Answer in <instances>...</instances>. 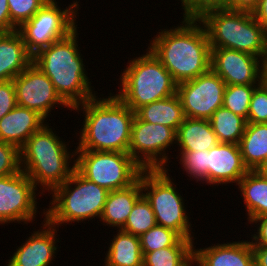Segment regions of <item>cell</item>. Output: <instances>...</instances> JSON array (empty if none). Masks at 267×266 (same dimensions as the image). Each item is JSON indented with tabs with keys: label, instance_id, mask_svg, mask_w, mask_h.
Masks as SVG:
<instances>
[{
	"label": "cell",
	"instance_id": "1f68e13d",
	"mask_svg": "<svg viewBox=\"0 0 267 266\" xmlns=\"http://www.w3.org/2000/svg\"><path fill=\"white\" fill-rule=\"evenodd\" d=\"M142 253L174 246L182 237L170 228L155 225L140 237Z\"/></svg>",
	"mask_w": 267,
	"mask_h": 266
},
{
	"label": "cell",
	"instance_id": "f35d334b",
	"mask_svg": "<svg viewBox=\"0 0 267 266\" xmlns=\"http://www.w3.org/2000/svg\"><path fill=\"white\" fill-rule=\"evenodd\" d=\"M260 0H224L223 7L230 10L253 12Z\"/></svg>",
	"mask_w": 267,
	"mask_h": 266
},
{
	"label": "cell",
	"instance_id": "9c48e42d",
	"mask_svg": "<svg viewBox=\"0 0 267 266\" xmlns=\"http://www.w3.org/2000/svg\"><path fill=\"white\" fill-rule=\"evenodd\" d=\"M75 169L109 192L134 184L144 170L129 153L93 150H75Z\"/></svg>",
	"mask_w": 267,
	"mask_h": 266
},
{
	"label": "cell",
	"instance_id": "e575fe53",
	"mask_svg": "<svg viewBox=\"0 0 267 266\" xmlns=\"http://www.w3.org/2000/svg\"><path fill=\"white\" fill-rule=\"evenodd\" d=\"M21 171L20 149L0 141V177L12 175Z\"/></svg>",
	"mask_w": 267,
	"mask_h": 266
},
{
	"label": "cell",
	"instance_id": "4fadbf2b",
	"mask_svg": "<svg viewBox=\"0 0 267 266\" xmlns=\"http://www.w3.org/2000/svg\"><path fill=\"white\" fill-rule=\"evenodd\" d=\"M226 83L211 69L195 79L177 84V92L185 116L209 120L223 106Z\"/></svg>",
	"mask_w": 267,
	"mask_h": 266
},
{
	"label": "cell",
	"instance_id": "60d3db41",
	"mask_svg": "<svg viewBox=\"0 0 267 266\" xmlns=\"http://www.w3.org/2000/svg\"><path fill=\"white\" fill-rule=\"evenodd\" d=\"M256 20L267 32V0H260L258 7L253 11Z\"/></svg>",
	"mask_w": 267,
	"mask_h": 266
},
{
	"label": "cell",
	"instance_id": "8d00e7d4",
	"mask_svg": "<svg viewBox=\"0 0 267 266\" xmlns=\"http://www.w3.org/2000/svg\"><path fill=\"white\" fill-rule=\"evenodd\" d=\"M17 106L13 80L0 82V119Z\"/></svg>",
	"mask_w": 267,
	"mask_h": 266
},
{
	"label": "cell",
	"instance_id": "4dcf8cb0",
	"mask_svg": "<svg viewBox=\"0 0 267 266\" xmlns=\"http://www.w3.org/2000/svg\"><path fill=\"white\" fill-rule=\"evenodd\" d=\"M208 155L209 151L179 152L175 155L179 164L183 167V172L192 180L208 185Z\"/></svg>",
	"mask_w": 267,
	"mask_h": 266
},
{
	"label": "cell",
	"instance_id": "603a6c76",
	"mask_svg": "<svg viewBox=\"0 0 267 266\" xmlns=\"http://www.w3.org/2000/svg\"><path fill=\"white\" fill-rule=\"evenodd\" d=\"M104 258V266H143L140 238L121 229L112 234ZM115 235V236H114Z\"/></svg>",
	"mask_w": 267,
	"mask_h": 266
},
{
	"label": "cell",
	"instance_id": "b9f144b4",
	"mask_svg": "<svg viewBox=\"0 0 267 266\" xmlns=\"http://www.w3.org/2000/svg\"><path fill=\"white\" fill-rule=\"evenodd\" d=\"M254 263L257 266H267V246H252Z\"/></svg>",
	"mask_w": 267,
	"mask_h": 266
},
{
	"label": "cell",
	"instance_id": "f1b7e54d",
	"mask_svg": "<svg viewBox=\"0 0 267 266\" xmlns=\"http://www.w3.org/2000/svg\"><path fill=\"white\" fill-rule=\"evenodd\" d=\"M155 225V214L150 203L142 195L134 204L128 219L121 230L140 237Z\"/></svg>",
	"mask_w": 267,
	"mask_h": 266
},
{
	"label": "cell",
	"instance_id": "3957f363",
	"mask_svg": "<svg viewBox=\"0 0 267 266\" xmlns=\"http://www.w3.org/2000/svg\"><path fill=\"white\" fill-rule=\"evenodd\" d=\"M78 35L76 28L67 37L38 51L32 60L71 109L98 95L91 86L93 81H90L85 68Z\"/></svg>",
	"mask_w": 267,
	"mask_h": 266
},
{
	"label": "cell",
	"instance_id": "cb8c5ba5",
	"mask_svg": "<svg viewBox=\"0 0 267 266\" xmlns=\"http://www.w3.org/2000/svg\"><path fill=\"white\" fill-rule=\"evenodd\" d=\"M241 192L248 222L267 215V176L248 171L236 185Z\"/></svg>",
	"mask_w": 267,
	"mask_h": 266
},
{
	"label": "cell",
	"instance_id": "ffe728a7",
	"mask_svg": "<svg viewBox=\"0 0 267 266\" xmlns=\"http://www.w3.org/2000/svg\"><path fill=\"white\" fill-rule=\"evenodd\" d=\"M33 60L18 30L0 32V82L13 80Z\"/></svg>",
	"mask_w": 267,
	"mask_h": 266
},
{
	"label": "cell",
	"instance_id": "44dd1931",
	"mask_svg": "<svg viewBox=\"0 0 267 266\" xmlns=\"http://www.w3.org/2000/svg\"><path fill=\"white\" fill-rule=\"evenodd\" d=\"M142 196L141 174L139 179L129 187L110 191L104 205L100 223L108 228L121 229L130 215L134 204Z\"/></svg>",
	"mask_w": 267,
	"mask_h": 266
},
{
	"label": "cell",
	"instance_id": "f546056e",
	"mask_svg": "<svg viewBox=\"0 0 267 266\" xmlns=\"http://www.w3.org/2000/svg\"><path fill=\"white\" fill-rule=\"evenodd\" d=\"M257 85L259 84L226 85L223 107L247 121L251 96Z\"/></svg>",
	"mask_w": 267,
	"mask_h": 266
},
{
	"label": "cell",
	"instance_id": "ac0fdd59",
	"mask_svg": "<svg viewBox=\"0 0 267 266\" xmlns=\"http://www.w3.org/2000/svg\"><path fill=\"white\" fill-rule=\"evenodd\" d=\"M203 248L194 246V259L201 266H253L254 254L247 240L216 243ZM196 248V249H195Z\"/></svg>",
	"mask_w": 267,
	"mask_h": 266
},
{
	"label": "cell",
	"instance_id": "ee69618b",
	"mask_svg": "<svg viewBox=\"0 0 267 266\" xmlns=\"http://www.w3.org/2000/svg\"><path fill=\"white\" fill-rule=\"evenodd\" d=\"M264 80L267 83V61L265 62V66H264Z\"/></svg>",
	"mask_w": 267,
	"mask_h": 266
},
{
	"label": "cell",
	"instance_id": "8992f818",
	"mask_svg": "<svg viewBox=\"0 0 267 266\" xmlns=\"http://www.w3.org/2000/svg\"><path fill=\"white\" fill-rule=\"evenodd\" d=\"M108 194V190L89 181L74 169L64 184L50 192L52 200L49 208L43 209L41 214L58 228L68 223L89 222L93 218L94 221L96 218L100 220Z\"/></svg>",
	"mask_w": 267,
	"mask_h": 266
},
{
	"label": "cell",
	"instance_id": "277c9868",
	"mask_svg": "<svg viewBox=\"0 0 267 266\" xmlns=\"http://www.w3.org/2000/svg\"><path fill=\"white\" fill-rule=\"evenodd\" d=\"M49 125L46 123L32 134L20 149L21 170L43 195L64 184L75 169V149H70L71 141L61 139Z\"/></svg>",
	"mask_w": 267,
	"mask_h": 266
},
{
	"label": "cell",
	"instance_id": "d6986e66",
	"mask_svg": "<svg viewBox=\"0 0 267 266\" xmlns=\"http://www.w3.org/2000/svg\"><path fill=\"white\" fill-rule=\"evenodd\" d=\"M48 123L36 111L17 105L0 119V141L21 149L28 138Z\"/></svg>",
	"mask_w": 267,
	"mask_h": 266
},
{
	"label": "cell",
	"instance_id": "d590c367",
	"mask_svg": "<svg viewBox=\"0 0 267 266\" xmlns=\"http://www.w3.org/2000/svg\"><path fill=\"white\" fill-rule=\"evenodd\" d=\"M181 3L182 17L197 18L204 10L223 7L224 0H179Z\"/></svg>",
	"mask_w": 267,
	"mask_h": 266
},
{
	"label": "cell",
	"instance_id": "6da1fadb",
	"mask_svg": "<svg viewBox=\"0 0 267 266\" xmlns=\"http://www.w3.org/2000/svg\"><path fill=\"white\" fill-rule=\"evenodd\" d=\"M179 24L158 30L148 45L177 84L207 73L211 64V47L203 24L193 17H184Z\"/></svg>",
	"mask_w": 267,
	"mask_h": 266
},
{
	"label": "cell",
	"instance_id": "8fae6325",
	"mask_svg": "<svg viewBox=\"0 0 267 266\" xmlns=\"http://www.w3.org/2000/svg\"><path fill=\"white\" fill-rule=\"evenodd\" d=\"M173 145H176V131L173 128L142 121L135 115L128 153L144 169H167L171 172L167 163L171 162L168 154L175 147Z\"/></svg>",
	"mask_w": 267,
	"mask_h": 266
},
{
	"label": "cell",
	"instance_id": "83f0119b",
	"mask_svg": "<svg viewBox=\"0 0 267 266\" xmlns=\"http://www.w3.org/2000/svg\"><path fill=\"white\" fill-rule=\"evenodd\" d=\"M219 143L239 144L246 127V120L223 106L209 119Z\"/></svg>",
	"mask_w": 267,
	"mask_h": 266
},
{
	"label": "cell",
	"instance_id": "4316f807",
	"mask_svg": "<svg viewBox=\"0 0 267 266\" xmlns=\"http://www.w3.org/2000/svg\"><path fill=\"white\" fill-rule=\"evenodd\" d=\"M195 243L181 238L174 246L143 254V266H190Z\"/></svg>",
	"mask_w": 267,
	"mask_h": 266
},
{
	"label": "cell",
	"instance_id": "30bf717a",
	"mask_svg": "<svg viewBox=\"0 0 267 266\" xmlns=\"http://www.w3.org/2000/svg\"><path fill=\"white\" fill-rule=\"evenodd\" d=\"M59 3L58 0H48L30 20L17 29L32 56L79 28L76 19L82 8L79 7L80 0L72 1L66 8H61Z\"/></svg>",
	"mask_w": 267,
	"mask_h": 266
},
{
	"label": "cell",
	"instance_id": "9a60e30c",
	"mask_svg": "<svg viewBox=\"0 0 267 266\" xmlns=\"http://www.w3.org/2000/svg\"><path fill=\"white\" fill-rule=\"evenodd\" d=\"M210 63V69L226 85L260 84L264 80L265 61L248 53L211 47Z\"/></svg>",
	"mask_w": 267,
	"mask_h": 266
},
{
	"label": "cell",
	"instance_id": "d6a6232c",
	"mask_svg": "<svg viewBox=\"0 0 267 266\" xmlns=\"http://www.w3.org/2000/svg\"><path fill=\"white\" fill-rule=\"evenodd\" d=\"M11 22L19 28L30 20L48 0H7Z\"/></svg>",
	"mask_w": 267,
	"mask_h": 266
},
{
	"label": "cell",
	"instance_id": "ab89813d",
	"mask_svg": "<svg viewBox=\"0 0 267 266\" xmlns=\"http://www.w3.org/2000/svg\"><path fill=\"white\" fill-rule=\"evenodd\" d=\"M18 28L11 22L7 0H0V32H11Z\"/></svg>",
	"mask_w": 267,
	"mask_h": 266
},
{
	"label": "cell",
	"instance_id": "e0dca14e",
	"mask_svg": "<svg viewBox=\"0 0 267 266\" xmlns=\"http://www.w3.org/2000/svg\"><path fill=\"white\" fill-rule=\"evenodd\" d=\"M249 170L243 163L238 144L218 143L209 150L208 185H236Z\"/></svg>",
	"mask_w": 267,
	"mask_h": 266
},
{
	"label": "cell",
	"instance_id": "7a4b0ae2",
	"mask_svg": "<svg viewBox=\"0 0 267 266\" xmlns=\"http://www.w3.org/2000/svg\"><path fill=\"white\" fill-rule=\"evenodd\" d=\"M114 93L105 98L95 96L72 109L84 117L79 133H75L79 135L75 150L128 153L135 112Z\"/></svg>",
	"mask_w": 267,
	"mask_h": 266
},
{
	"label": "cell",
	"instance_id": "7bdbcfd3",
	"mask_svg": "<svg viewBox=\"0 0 267 266\" xmlns=\"http://www.w3.org/2000/svg\"><path fill=\"white\" fill-rule=\"evenodd\" d=\"M256 171L262 175L267 176V156L261 166Z\"/></svg>",
	"mask_w": 267,
	"mask_h": 266
},
{
	"label": "cell",
	"instance_id": "d4e9b609",
	"mask_svg": "<svg viewBox=\"0 0 267 266\" xmlns=\"http://www.w3.org/2000/svg\"><path fill=\"white\" fill-rule=\"evenodd\" d=\"M135 115L142 121L161 124L175 131L186 118L177 94L143 105L135 111Z\"/></svg>",
	"mask_w": 267,
	"mask_h": 266
},
{
	"label": "cell",
	"instance_id": "52a82bcc",
	"mask_svg": "<svg viewBox=\"0 0 267 266\" xmlns=\"http://www.w3.org/2000/svg\"><path fill=\"white\" fill-rule=\"evenodd\" d=\"M125 67L123 72L121 69L120 87L115 95L132 111L176 94L177 83L149 48L128 59Z\"/></svg>",
	"mask_w": 267,
	"mask_h": 266
},
{
	"label": "cell",
	"instance_id": "5bb4252c",
	"mask_svg": "<svg viewBox=\"0 0 267 266\" xmlns=\"http://www.w3.org/2000/svg\"><path fill=\"white\" fill-rule=\"evenodd\" d=\"M17 105L36 111L46 121L57 106L72 109L56 92L53 83L35 64L31 63L13 79ZM50 113V114H49Z\"/></svg>",
	"mask_w": 267,
	"mask_h": 266
},
{
	"label": "cell",
	"instance_id": "ba28073f",
	"mask_svg": "<svg viewBox=\"0 0 267 266\" xmlns=\"http://www.w3.org/2000/svg\"><path fill=\"white\" fill-rule=\"evenodd\" d=\"M172 177L167 169H144L141 172L142 195L150 203L157 225L170 228L194 242L196 237L190 214L186 212V200Z\"/></svg>",
	"mask_w": 267,
	"mask_h": 266
},
{
	"label": "cell",
	"instance_id": "7c38bea8",
	"mask_svg": "<svg viewBox=\"0 0 267 266\" xmlns=\"http://www.w3.org/2000/svg\"><path fill=\"white\" fill-rule=\"evenodd\" d=\"M37 191L38 188L22 170L0 177V225L34 222L39 213L37 196H42Z\"/></svg>",
	"mask_w": 267,
	"mask_h": 266
},
{
	"label": "cell",
	"instance_id": "5b68a950",
	"mask_svg": "<svg viewBox=\"0 0 267 266\" xmlns=\"http://www.w3.org/2000/svg\"><path fill=\"white\" fill-rule=\"evenodd\" d=\"M197 19L206 29L210 47L248 53L267 61V32L253 12L216 7Z\"/></svg>",
	"mask_w": 267,
	"mask_h": 266
},
{
	"label": "cell",
	"instance_id": "7402d4cb",
	"mask_svg": "<svg viewBox=\"0 0 267 266\" xmlns=\"http://www.w3.org/2000/svg\"><path fill=\"white\" fill-rule=\"evenodd\" d=\"M218 143L211 123L207 119L186 117L176 131L178 152L209 151Z\"/></svg>",
	"mask_w": 267,
	"mask_h": 266
},
{
	"label": "cell",
	"instance_id": "836d02e7",
	"mask_svg": "<svg viewBox=\"0 0 267 266\" xmlns=\"http://www.w3.org/2000/svg\"><path fill=\"white\" fill-rule=\"evenodd\" d=\"M247 123H267V83L263 80L252 93Z\"/></svg>",
	"mask_w": 267,
	"mask_h": 266
},
{
	"label": "cell",
	"instance_id": "484cf974",
	"mask_svg": "<svg viewBox=\"0 0 267 266\" xmlns=\"http://www.w3.org/2000/svg\"><path fill=\"white\" fill-rule=\"evenodd\" d=\"M238 145L246 168L256 171L267 156V123H247Z\"/></svg>",
	"mask_w": 267,
	"mask_h": 266
},
{
	"label": "cell",
	"instance_id": "f6af8a7d",
	"mask_svg": "<svg viewBox=\"0 0 267 266\" xmlns=\"http://www.w3.org/2000/svg\"><path fill=\"white\" fill-rule=\"evenodd\" d=\"M193 266H201L194 258L192 260V263H191Z\"/></svg>",
	"mask_w": 267,
	"mask_h": 266
},
{
	"label": "cell",
	"instance_id": "74e56055",
	"mask_svg": "<svg viewBox=\"0 0 267 266\" xmlns=\"http://www.w3.org/2000/svg\"><path fill=\"white\" fill-rule=\"evenodd\" d=\"M249 224L254 225V232L248 238L252 246H267V215L252 219ZM253 224V225H252ZM257 229V231H256ZM256 231V232H255ZM253 233V234H252ZM251 236V237H250Z\"/></svg>",
	"mask_w": 267,
	"mask_h": 266
},
{
	"label": "cell",
	"instance_id": "2e32d148",
	"mask_svg": "<svg viewBox=\"0 0 267 266\" xmlns=\"http://www.w3.org/2000/svg\"><path fill=\"white\" fill-rule=\"evenodd\" d=\"M42 226L30 232L25 242L16 247V251L9 257L6 266H50L55 261L60 243L59 228L43 218ZM42 228V229H41ZM31 235V236H30ZM57 235V236H56ZM57 243V244H56ZM58 248V249H57Z\"/></svg>",
	"mask_w": 267,
	"mask_h": 266
}]
</instances>
